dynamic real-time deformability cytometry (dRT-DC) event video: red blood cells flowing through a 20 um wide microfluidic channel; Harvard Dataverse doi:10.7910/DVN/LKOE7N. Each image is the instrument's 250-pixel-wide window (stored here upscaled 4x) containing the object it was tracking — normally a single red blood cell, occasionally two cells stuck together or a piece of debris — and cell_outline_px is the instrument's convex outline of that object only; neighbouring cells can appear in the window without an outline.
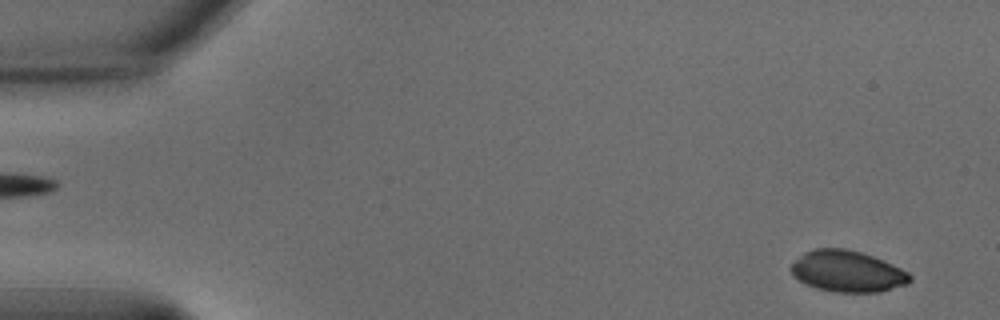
{"species": "common noctule bat (a hibernating species)", "species_latin": "Nyctalus noctula", "temperature_condition": "warm", "stored_images_in_passage": 44, "camera_frame_rate_fps": 3000, "um_per_image_px": 0.085, "animal": {"sex": "male", "body_mass_g": 15.6}, "frame": {"image": 1, "passage_image": 3, "time_ms": 0.667, "image_size_px": [1000, 320], "cell_outline_px": [[912, 280], [908, 284], [880, 292], [832, 292], [816, 288], [792, 276], [788, 268], [804, 252], [816, 248], [844, 248], [860, 252], [872, 256], [892, 264], [908, 272], [912, 276]], "centroid_in_image_um": [72.02, 23.07], "position_along_channel_um": 13.0, "area_um2": 28.67}}
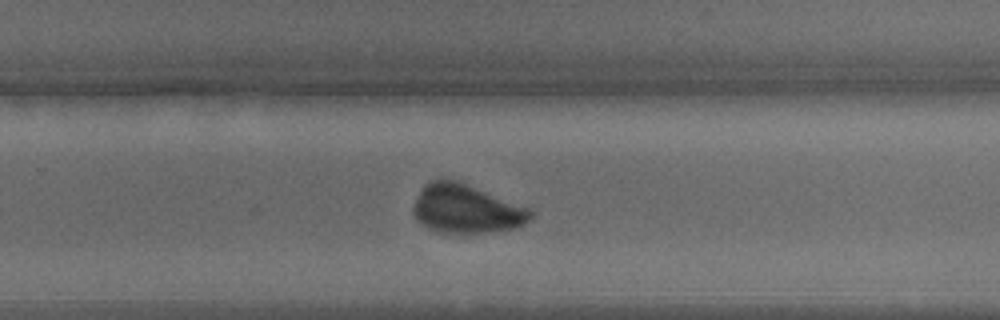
{"frame": {"image": 2, "passage_image": 36, "time_ms": 11.667, "image_size_px": [1000, 320], "cell_outline_px": [[536, 212], [524, 224], [516, 228], [484, 232], [440, 232], [428, 228], [420, 224], [416, 220], [412, 212], [412, 208], [424, 184], [428, 180], [456, 180], [528, 208]], "centroid_in_image_um": [39.6, 17.76], "position_along_channel_um": 290.2, "area_um2": 32.83}}
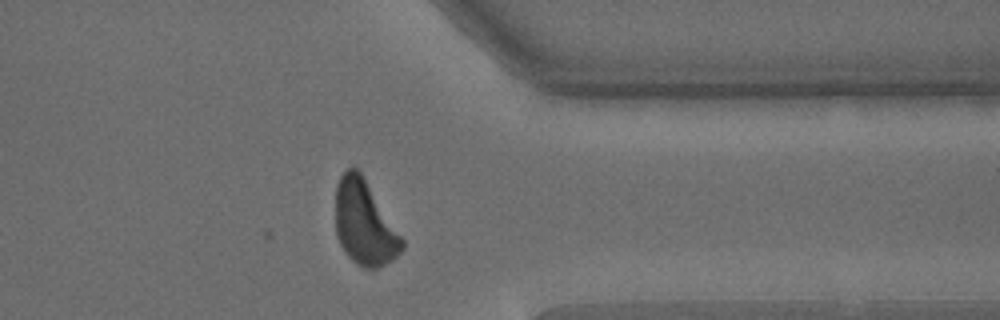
{"frame": {"image": 3, "passage_image": 44, "time_ms": 14.333, "image_size_px": [1000, 320], "cell_outline_px": [[404, 248], [392, 260], [376, 268], [364, 268], [356, 264], [344, 252], [336, 236], [336, 184], [340, 176], [348, 168], [356, 168], [360, 172], [404, 240]], "centroid_in_image_um": [30.96, 18.98], "position_along_channel_um": 380.4, "area_um2": 32.37}}